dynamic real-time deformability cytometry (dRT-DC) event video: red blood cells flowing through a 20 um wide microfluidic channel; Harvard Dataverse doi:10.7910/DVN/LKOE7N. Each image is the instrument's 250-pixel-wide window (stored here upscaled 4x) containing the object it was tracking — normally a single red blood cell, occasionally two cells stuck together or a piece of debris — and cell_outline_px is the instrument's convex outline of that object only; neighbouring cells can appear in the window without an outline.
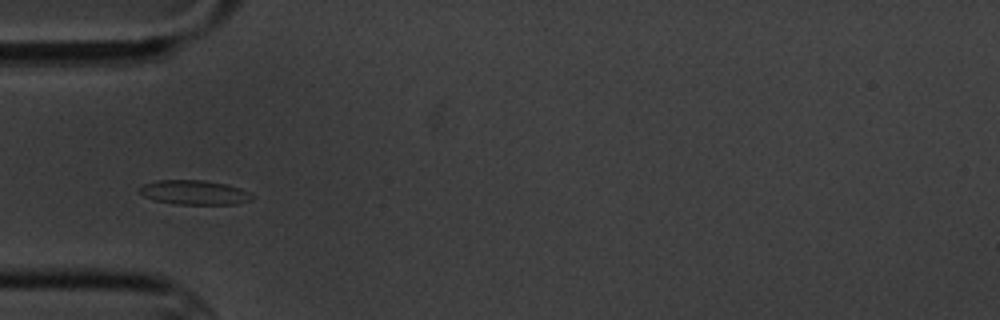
{"species": "common noctule bat (a hibernating species)", "species_latin": "Nyctalus noctula", "temperature_condition": "cold", "stored_images_in_passage": 8, "camera_frame_rate_fps": 3000, "um_per_image_px": 0.085, "animal": {"sex": "male", "body_mass_g": 20.1, "forearm_length_mm": 53.5}, "frame": {"image": 1, "passage_image": 3, "time_ms": 3.333, "image_size_px": [1000, 320], "cell_outline_px": [[256, 196], [252, 200], [236, 204], [176, 204], [156, 200], [144, 196], [136, 192], [136, 188], [144, 184], [156, 180], [204, 180], [224, 184], [240, 188]], "centroid_in_image_um": [16.49, 16.35], "position_along_channel_um": 68.5, "area_um2": 16.13}}
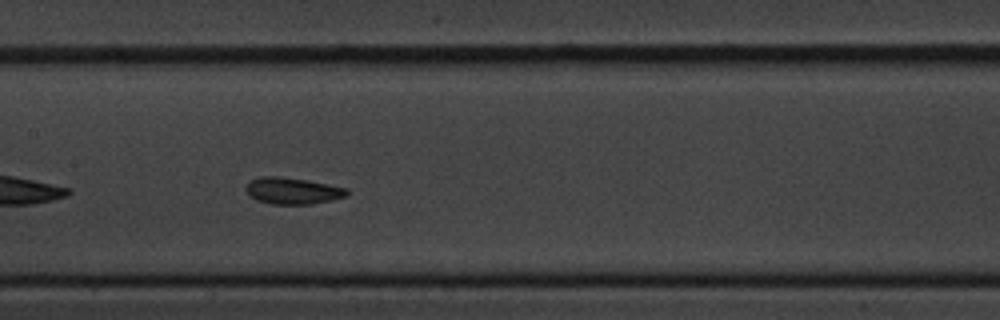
{"frame": {"image": 2, "passage_image": 6, "time_ms": 6.667, "image_size_px": [1000, 320], "cell_outline_px": [[348, 196], [312, 204], [272, 204], [256, 200], [248, 196], [244, 188], [248, 180], [260, 176], [284, 176], [308, 180], [348, 188]], "centroid_in_image_um": [24.82, 16.2], "position_along_channel_um": 182.6, "area_um2": 16.01}}
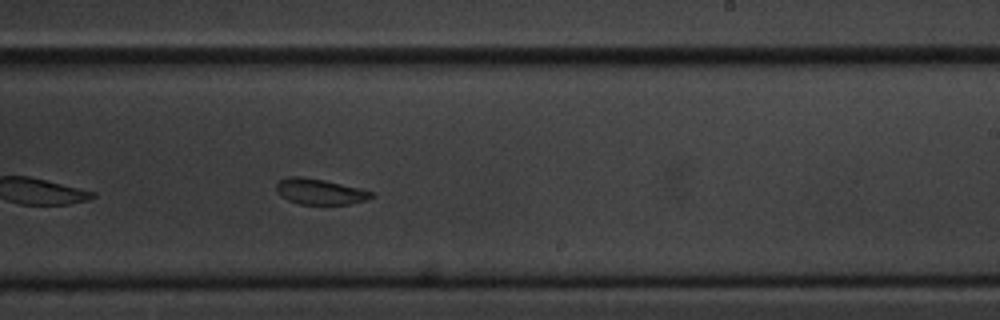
{"frame": {"image": 3, "passage_image": 8, "time_ms": 9.0, "image_size_px": [1000, 320], "cell_outline_px": [[376, 196], [364, 200], [348, 204], [300, 204], [288, 200], [280, 196], [276, 192], [276, 184], [280, 180], [288, 176], [300, 176], [324, 180], [360, 188], [376, 192]], "centroid_in_image_um": [27.19, 16.28], "position_along_channel_um": 261.8, "area_um2": 14.33}}